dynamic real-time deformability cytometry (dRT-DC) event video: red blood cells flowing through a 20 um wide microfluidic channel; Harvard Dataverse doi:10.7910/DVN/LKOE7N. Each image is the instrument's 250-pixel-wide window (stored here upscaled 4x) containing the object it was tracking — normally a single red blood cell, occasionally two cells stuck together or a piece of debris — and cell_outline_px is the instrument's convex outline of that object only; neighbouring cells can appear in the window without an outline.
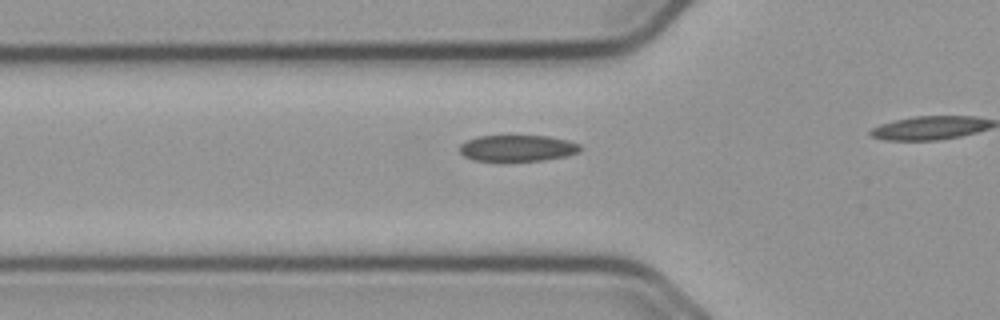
{"species": "common noctule bat (a hibernating species)", "species_latin": "Nyctalus noctula", "temperature_condition": "cold", "stored_images_in_passage": 7, "camera_frame_rate_fps": 3000, "um_per_image_px": 0.085, "animal": {"sex": "male", "body_mass_g": 23.1, "forearm_length_mm": 52.7}, "frame": {"image": 1, "passage_image": 2, "time_ms": 0.333, "image_size_px": [1000, 320], "cell_outline_px": [[580, 148], [576, 152], [564, 156], [540, 160], [472, 160], [464, 156], [456, 148], [464, 140], [476, 136], [548, 136], [568, 140], [580, 144]], "centroid_in_image_um": [43.89, 12.57], "position_along_channel_um": 81.9, "area_um2": 18.32}}
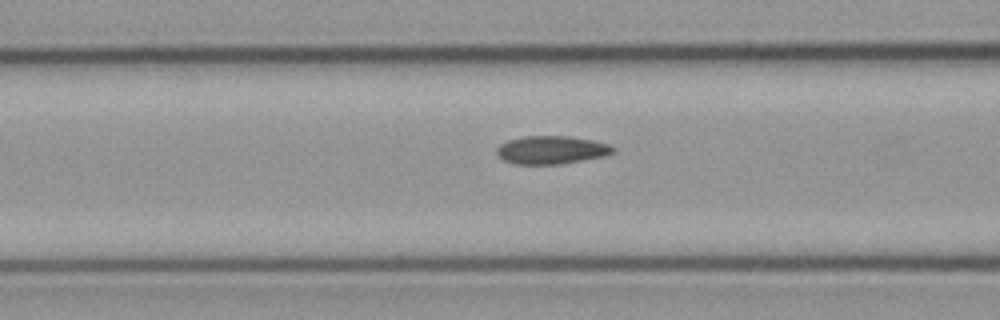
{"frame": {"image": 2, "passage_image": 5, "time_ms": 1.333, "image_size_px": [1000, 320], "cell_outline_px": [[616, 148], [612, 152], [604, 156], [560, 164], [512, 164], [504, 160], [496, 152], [496, 148], [500, 144], [508, 140], [524, 136], [568, 136], [592, 140], [608, 144]], "centroid_in_image_um": [46.84, 12.74], "position_along_channel_um": 119.8, "area_um2": 18.96}}